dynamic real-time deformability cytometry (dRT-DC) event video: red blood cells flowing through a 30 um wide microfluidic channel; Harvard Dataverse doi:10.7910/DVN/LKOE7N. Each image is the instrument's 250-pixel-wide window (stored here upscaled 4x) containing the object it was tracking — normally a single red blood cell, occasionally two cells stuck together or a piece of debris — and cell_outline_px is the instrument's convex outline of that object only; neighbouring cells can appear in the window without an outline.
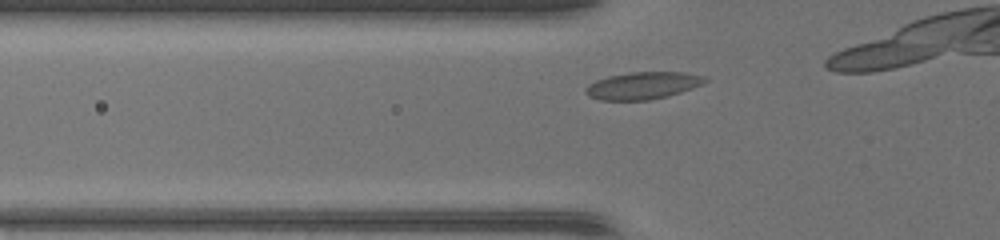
{"species": "common noctule bat (a hibernating species)", "species_latin": "Nyctalus noctula", "temperature_condition": "warm", "stored_images_in_passage": 9, "camera_frame_rate_fps": 3000, "um_per_image_px": 0.085, "animal": {"sex": "female", "body_mass_g": 17.0, "forearm_length_mm": 48.0}, "frame": {"image": 1, "passage_image": 4, "time_ms": 1.0, "image_size_px": [1000, 240], "cell_outline_px": [[708, 80], [700, 84], [680, 92], [668, 96], [648, 100], [600, 100], [588, 96], [584, 92], [584, 88], [596, 80], [608, 76], [632, 72], [680, 72], [700, 76]], "centroid_in_image_um": [54.55, 7.28], "position_along_channel_um": 71.3, "area_um2": 18.61}}
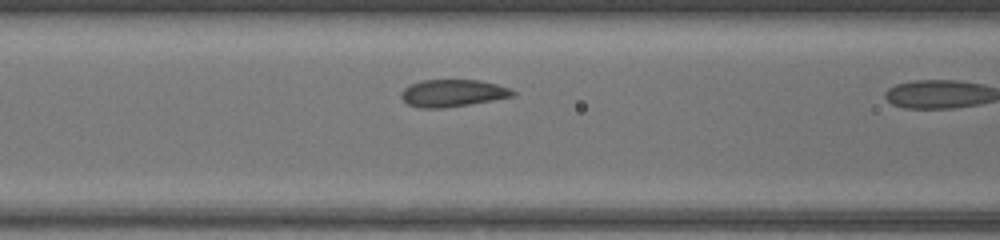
{"frame": {"image": 2, "passage_image": 8, "time_ms": 2.333, "image_size_px": [1000, 240], "cell_outline_px": [[516, 92], [512, 96], [468, 104], [444, 108], [420, 108], [408, 104], [400, 96], [404, 88], [412, 84], [424, 80], [476, 80], [496, 84], [508, 88]], "centroid_in_image_um": [38.44, 7.91], "position_along_channel_um": 128.2, "area_um2": 17.28}}